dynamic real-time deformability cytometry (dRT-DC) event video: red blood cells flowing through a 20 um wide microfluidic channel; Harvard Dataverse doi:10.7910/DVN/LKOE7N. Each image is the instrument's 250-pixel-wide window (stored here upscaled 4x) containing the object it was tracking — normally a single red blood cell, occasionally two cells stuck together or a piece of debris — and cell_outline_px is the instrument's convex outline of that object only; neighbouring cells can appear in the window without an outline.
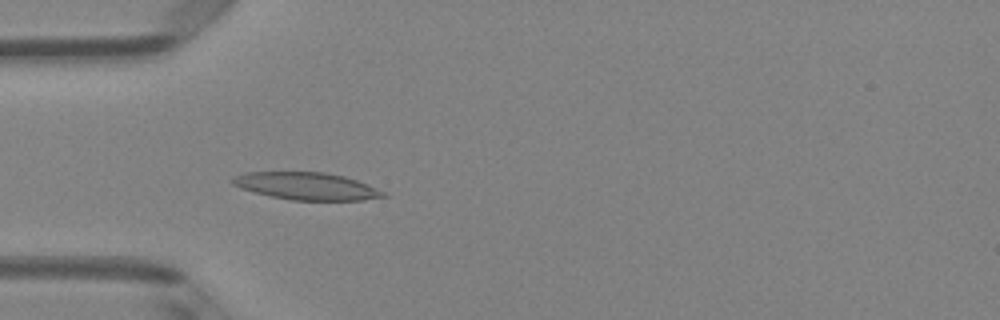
{"species": "Egyptian fruit bat (a non-hibernating species)", "species_latin": "Rousettus aegyptiacus", "temperature_condition": "room temperature", "stored_images_in_passage": 50, "camera_frame_rate_fps": 3000, "um_per_image_px": 0.085, "animal": {"sex": "female"}, "frame": {"image": 1, "passage_image": 15, "time_ms": 4.667, "image_size_px": [1000, 320], "cell_outline_px": [[388, 196], [364, 200], [292, 200], [272, 196], [240, 188], [232, 184], [228, 180], [232, 176], [248, 172], [324, 172], [344, 176], [368, 184], [388, 192]], "centroid_in_image_um": [26.08, 15.81], "position_along_channel_um": 58.9, "area_um2": 24.16}}
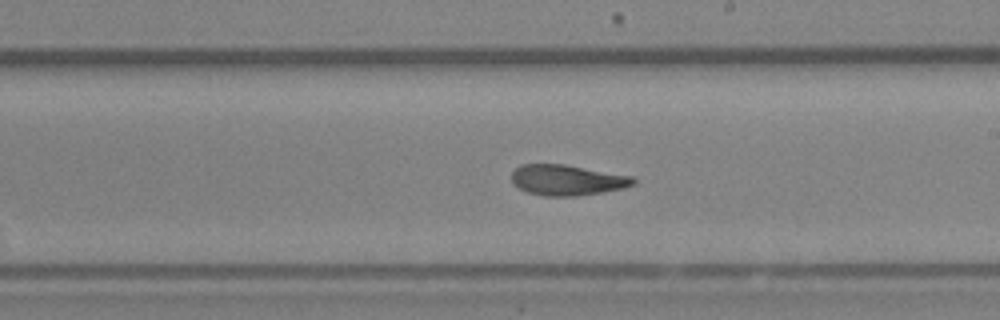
{"frame": {"image": 2, "passage_image": 29, "time_ms": 9.333, "image_size_px": [1000, 320], "cell_outline_px": [[636, 184], [624, 188], [576, 196], [544, 196], [528, 192], [512, 184], [512, 172], [520, 164], [564, 164], [632, 176], [636, 180]], "centroid_in_image_um": [48.2, 15.3], "position_along_channel_um": 240.8, "area_um2": 21.68}}
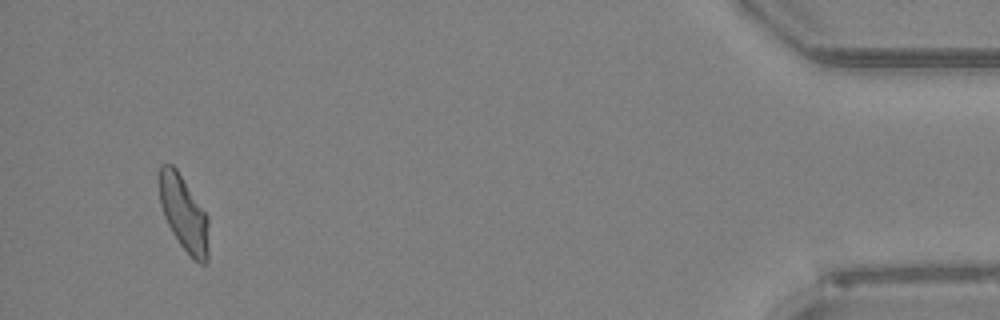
{"frame": {"image": 3, "passage_image": 48, "time_ms": 15.667, "image_size_px": [1000, 320], "cell_outline_px": [[208, 260], [204, 264], [200, 264], [180, 244], [172, 232], [164, 216], [160, 204], [160, 164], [172, 164], [176, 168], [208, 216]], "centroid_in_image_um": [15.63, 18.14], "position_along_channel_um": 419.6, "area_um2": 21.27}, "authors_computed_cell_mechanics": {"area_um2": 22.1663, "velocity_mm_per_s": 3.9984, "shape_relaxation_time_tau1_ms": null, "shape_relaxation_time_tau2_ms": 3.4177, "deformation_change_tau1": null, "deformation_change_tau2": 0.1063}}